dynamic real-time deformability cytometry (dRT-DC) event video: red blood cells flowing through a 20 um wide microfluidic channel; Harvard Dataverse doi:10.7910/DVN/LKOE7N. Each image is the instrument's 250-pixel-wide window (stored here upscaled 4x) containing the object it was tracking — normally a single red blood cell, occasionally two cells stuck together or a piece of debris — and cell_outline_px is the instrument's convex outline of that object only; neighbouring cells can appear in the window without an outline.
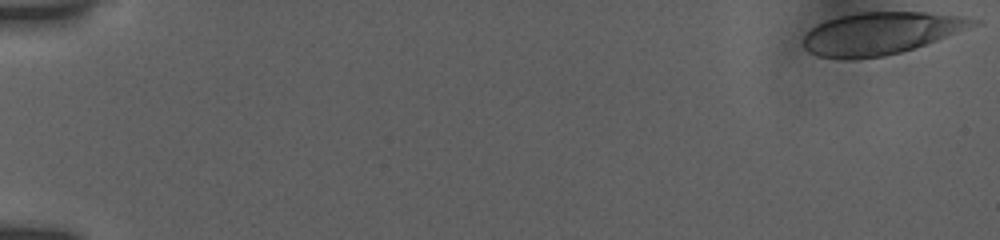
{"species": "human", "species_latin": "Homo sapiens", "temperature_condition": "room temperature", "stored_images_in_passage": 47, "camera_frame_rate_fps": 3000, "um_per_image_px": 0.085, "donor": {"sex": "female"}, "frame": {"image": 1, "passage_image": 1, "time_ms": 0.0, "image_size_px": [1000, 240], "cell_outline_px": [[968, 24], [924, 44], [900, 52], [884, 56], [852, 60], [848, 60], [820, 56], [808, 52], [804, 48], [804, 36], [812, 28], [828, 20], [840, 16], [860, 12], [924, 12], [956, 16], [968, 20]], "centroid_in_image_um": [74.59, 2.86], "position_along_channel_um": 10.4, "area_um2": 39.82}}
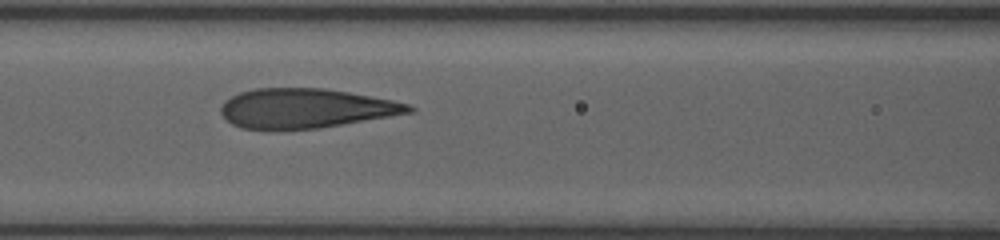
{"frame": {"image": 2, "passage_image": 24, "time_ms": 8.0, "image_size_px": [1000, 240], "cell_outline_px": [[416, 108], [412, 112], [320, 128], [240, 128], [232, 124], [220, 112], [220, 108], [224, 100], [240, 92], [256, 88], [324, 88], [348, 92], [392, 100], [408, 104]], "centroid_in_image_um": [25.96, 9.19], "position_along_channel_um": 140.6, "area_um2": 42.66}}
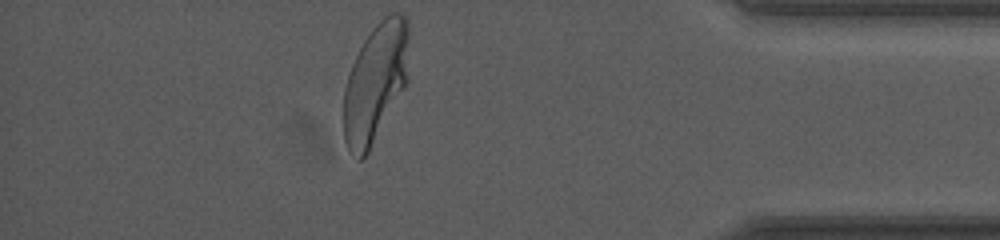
{"frame": {"image": 3, "passage_image": 47, "time_ms": 15.667, "image_size_px": [1000, 240], "cell_outline_px": [[408, 80], [404, 88], [368, 152], [360, 160], [356, 160], [348, 148], [344, 140], [344, 88], [352, 64], [364, 40], [372, 28], [384, 16], [392, 12], [400, 12], [408, 20]], "centroid_in_image_um": [31.92, 7.0], "position_along_channel_um": 403.3, "area_um2": 45.14}, "authors_computed_cell_mechanics": {"area_um2": 43.928, "velocity_mm_per_s": 3.8326, "shape_relaxation_time_tau1_ms": 5.0955, "shape_relaxation_time_tau2_ms": null, "deformation_change_tau1": 0.2351, "deformation_change_tau2": null}}